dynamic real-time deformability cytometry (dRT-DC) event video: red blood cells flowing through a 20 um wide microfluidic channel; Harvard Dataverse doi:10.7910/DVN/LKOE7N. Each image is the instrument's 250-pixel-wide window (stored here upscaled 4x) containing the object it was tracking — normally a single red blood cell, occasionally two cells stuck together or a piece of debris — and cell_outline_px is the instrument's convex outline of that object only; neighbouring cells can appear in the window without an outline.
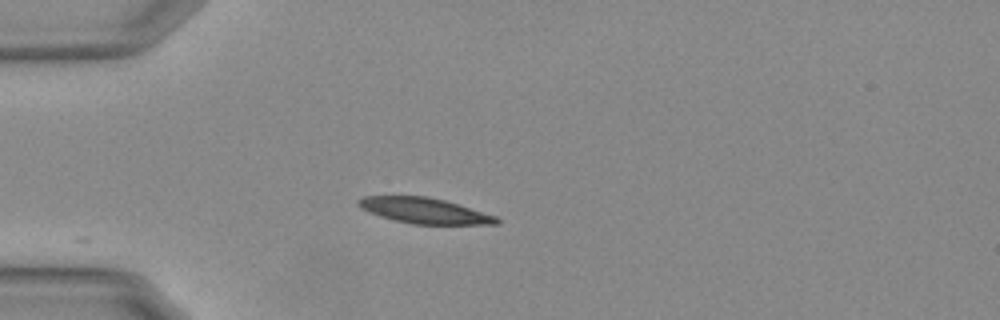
{"species": "Egyptian fruit bat (a non-hibernating species)", "species_latin": "Rousettus aegyptiacus", "temperature_condition": "warm", "stored_images_in_passage": 8, "camera_frame_rate_fps": 3000, "um_per_image_px": 0.085, "animal": {"sex": "female"}, "frame": {"image": 1, "passage_image": 1, "time_ms": 0.0, "image_size_px": [1000, 320], "cell_outline_px": [[500, 220], [496, 224], [412, 224], [396, 220], [372, 212], [364, 208], [356, 200], [364, 196], [428, 196], [444, 200], [496, 216]], "centroid_in_image_um": [36.12, 17.9], "position_along_channel_um": 48.9, "area_um2": 20.0}}
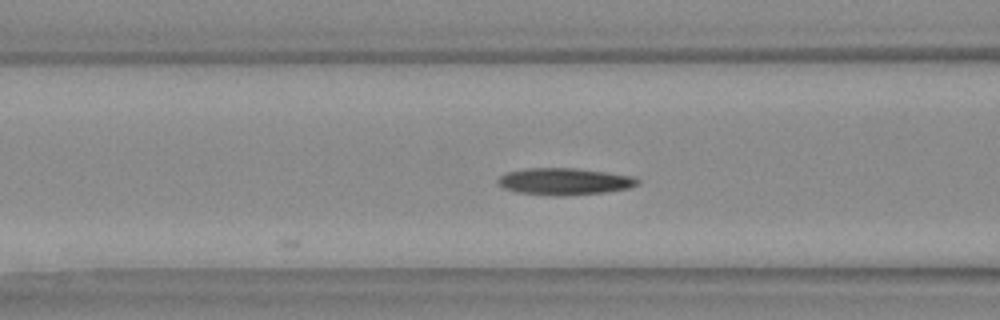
{"frame": {"image": 2, "passage_image": 8, "time_ms": 2.333, "image_size_px": [1000, 320], "cell_outline_px": [[640, 184], [628, 188], [604, 192], [520, 192], [504, 188], [496, 180], [500, 176], [508, 172], [528, 168], [576, 168], [632, 176], [640, 180]], "centroid_in_image_um": [48.02, 15.35], "position_along_channel_um": 118.6, "area_um2": 20.29}}